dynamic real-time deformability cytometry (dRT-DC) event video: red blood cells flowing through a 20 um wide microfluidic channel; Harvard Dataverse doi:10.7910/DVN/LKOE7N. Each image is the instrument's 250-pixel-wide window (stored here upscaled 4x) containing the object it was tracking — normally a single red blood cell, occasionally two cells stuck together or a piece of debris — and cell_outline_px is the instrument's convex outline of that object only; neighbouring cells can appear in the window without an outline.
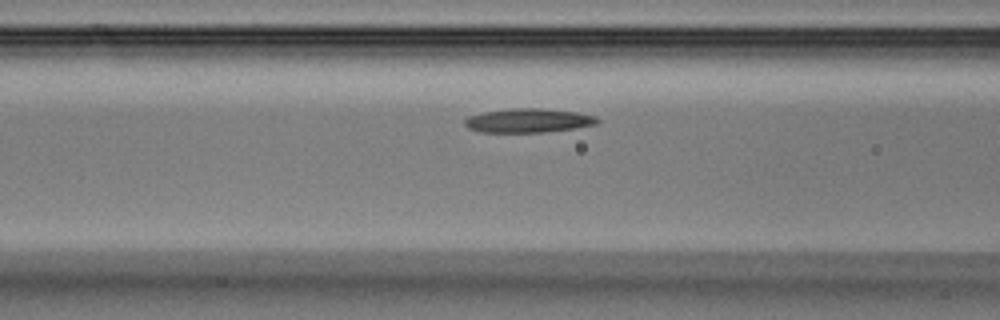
{"species": "Egyptian fruit bat (a non-hibernating species)", "species_latin": "Rousettus aegyptiacus", "temperature_condition": "warm", "stored_images_in_passage": 9, "camera_frame_rate_fps": 3000, "um_per_image_px": 0.085, "animal": {"sex": "male"}, "frame": {"image": 1, "passage_image": 7, "time_ms": 2.0, "image_size_px": [1000, 320], "cell_outline_px": [[600, 120], [596, 124], [572, 128], [544, 132], [480, 132], [468, 128], [464, 124], [464, 120], [468, 116], [484, 112], [512, 108], [540, 108], [576, 112], [596, 116]], "centroid_in_image_um": [44.88, 10.24], "position_along_channel_um": 121.7, "area_um2": 18.44}}